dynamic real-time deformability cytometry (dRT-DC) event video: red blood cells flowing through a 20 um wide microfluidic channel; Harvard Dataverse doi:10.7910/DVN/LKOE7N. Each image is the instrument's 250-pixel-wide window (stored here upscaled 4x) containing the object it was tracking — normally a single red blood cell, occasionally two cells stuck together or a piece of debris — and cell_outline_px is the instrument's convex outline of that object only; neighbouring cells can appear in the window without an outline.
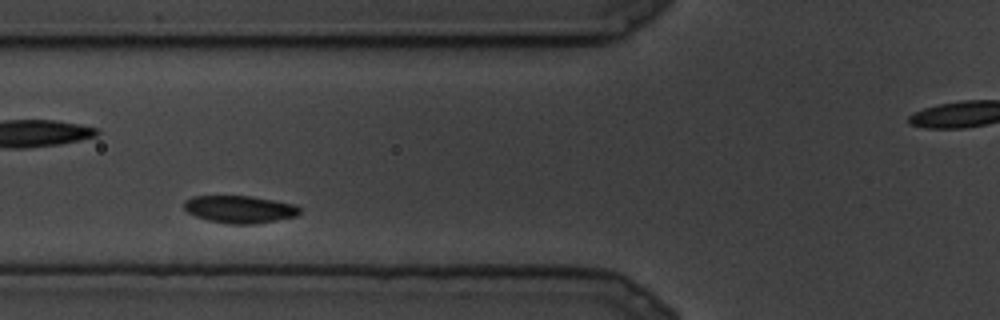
{"species": "common noctule bat (a hibernating species)", "species_latin": "Nyctalus noctula", "temperature_condition": "cold", "stored_images_in_passage": 19, "camera_frame_rate_fps": 3000, "um_per_image_px": 0.085, "animal": {"sex": "male", "body_mass_g": 19.5, "forearm_length_mm": 54.6}, "frame": {"image": 1, "passage_image": 5, "time_ms": 1.333, "image_size_px": [1000, 320], "cell_outline_px": [[300, 212], [296, 216], [276, 220], [252, 224], [232, 224], [208, 220], [196, 216], [188, 212], [184, 208], [184, 200], [192, 196], [252, 196], [296, 204], [300, 208]], "centroid_in_image_um": [20.38, 17.78], "position_along_channel_um": 105.4, "area_um2": 18.44}}
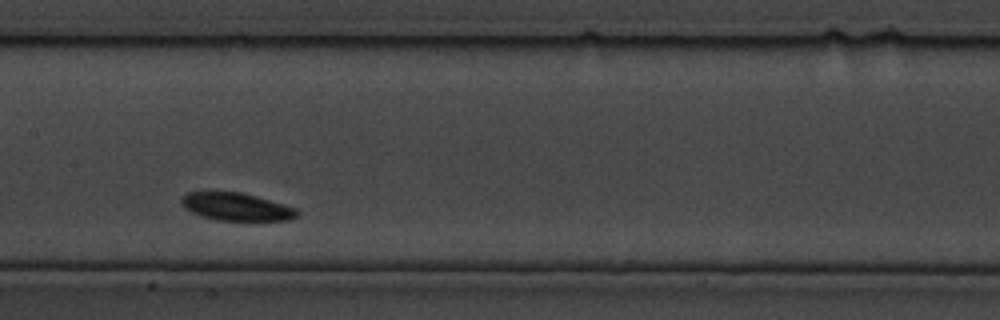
{"frame": {"image": 2, "passage_image": 9, "time_ms": 2.667, "image_size_px": [1000, 320], "cell_outline_px": [[296, 216], [288, 220], [216, 220], [200, 216], [184, 208], [180, 204], [180, 200], [188, 192], [240, 192], [284, 204], [296, 208]], "centroid_in_image_um": [20.03, 17.57], "position_along_channel_um": 187.4, "area_um2": 18.44}}
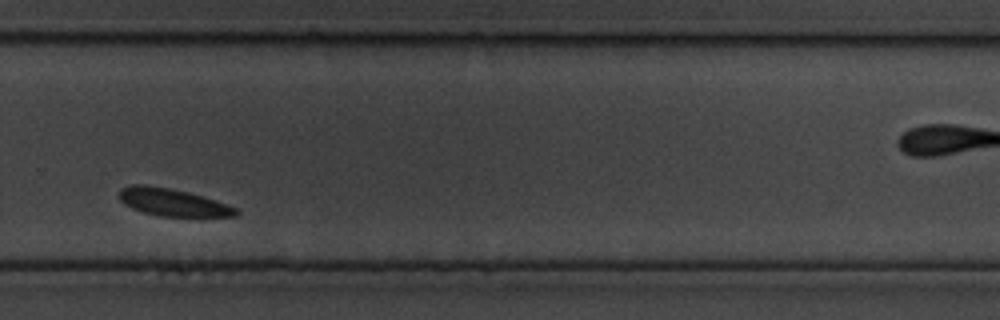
{"frame": {"image": 3, "passage_image": 14, "time_ms": 4.333, "image_size_px": [1000, 320], "cell_outline_px": [[240, 212], [236, 216], [160, 216], [144, 212], [132, 208], [124, 204], [120, 200], [120, 188], [132, 184], [144, 184], [168, 188], [188, 192], [204, 196], [240, 208]], "centroid_in_image_um": [14.72, 17.19], "position_along_channel_um": 315.1, "area_um2": 18.73}}